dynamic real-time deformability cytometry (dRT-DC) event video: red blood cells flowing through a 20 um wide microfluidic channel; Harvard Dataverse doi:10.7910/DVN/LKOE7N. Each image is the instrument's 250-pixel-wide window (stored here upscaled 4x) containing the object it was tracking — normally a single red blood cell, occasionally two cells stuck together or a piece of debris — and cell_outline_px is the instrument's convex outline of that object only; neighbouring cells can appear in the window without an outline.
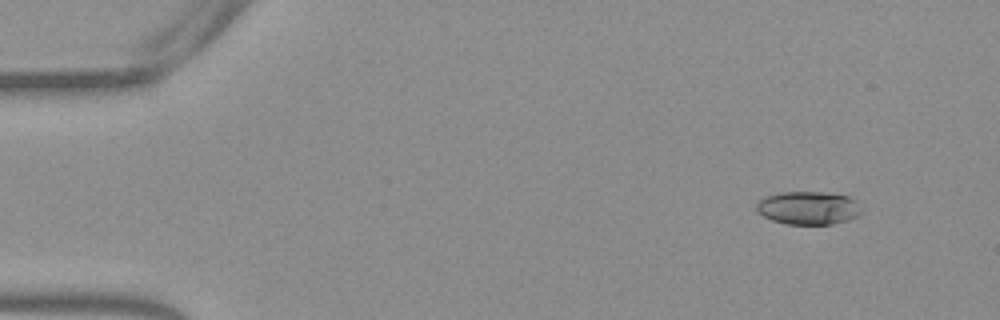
{"species": "Egyptian fruit bat (a non-hibernating species)", "species_latin": "Rousettus aegyptiacus", "temperature_condition": "warm", "stored_images_in_passage": 49, "camera_frame_rate_fps": 3000, "um_per_image_px": 0.085, "frame": {"image": 1, "passage_image": 1, "time_ms": 0.0, "image_size_px": [1000, 320], "cell_outline_px": [[860, 212], [856, 216], [848, 220], [832, 224], [788, 224], [772, 220], [764, 216], [756, 208], [756, 204], [764, 196], [780, 192], [828, 192], [848, 196], [856, 200]], "centroid_in_image_um": [68.69, 17.66], "position_along_channel_um": 16.3, "area_um2": 20.17}}
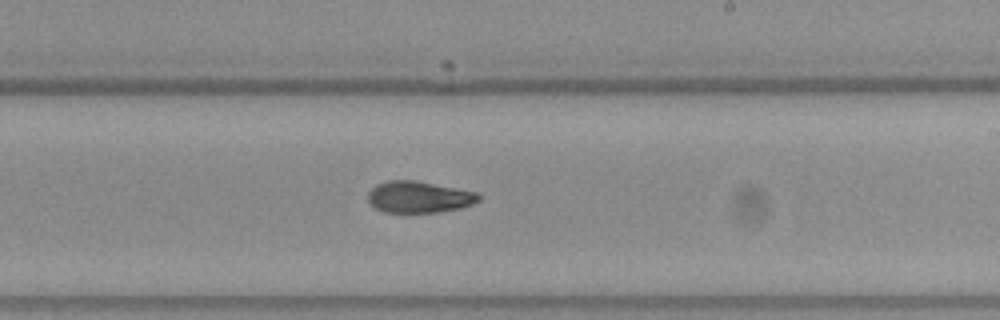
{"frame": {"image": 2, "passage_image": 28, "time_ms": 9.0, "image_size_px": [1000, 320], "cell_outline_px": [[480, 200], [472, 204], [460, 208], [436, 212], [384, 212], [376, 208], [368, 200], [368, 192], [376, 184], [388, 180], [416, 180], [476, 192], [480, 196]], "centroid_in_image_um": [35.6, 16.73], "position_along_channel_um": 253.4, "area_um2": 20.23}}
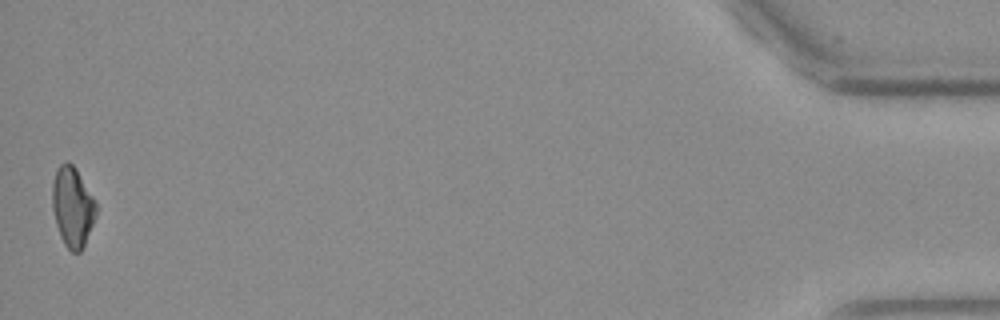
{"frame": {"image": 3, "passage_image": 49, "time_ms": 16.0, "image_size_px": [1000, 320], "cell_outline_px": [[96, 216], [84, 244], [80, 252], [72, 252], [64, 244], [60, 236], [56, 224], [52, 208], [52, 184], [56, 168], [60, 164], [68, 160], [76, 168], [96, 200]], "centroid_in_image_um": [6.16, 17.54], "position_along_channel_um": 429.0, "area_um2": 20.52}, "authors_computed_cell_mechanics": {"area_um2": 20.6924, "velocity_mm_per_s": 3.8379, "shape_relaxation_time_tau1_ms": 3.9392, "shape_relaxation_time_tau2_ms": 4.5191, "deformation_change_tau1": 0.154, "deformation_change_tau2": 0.1034}}